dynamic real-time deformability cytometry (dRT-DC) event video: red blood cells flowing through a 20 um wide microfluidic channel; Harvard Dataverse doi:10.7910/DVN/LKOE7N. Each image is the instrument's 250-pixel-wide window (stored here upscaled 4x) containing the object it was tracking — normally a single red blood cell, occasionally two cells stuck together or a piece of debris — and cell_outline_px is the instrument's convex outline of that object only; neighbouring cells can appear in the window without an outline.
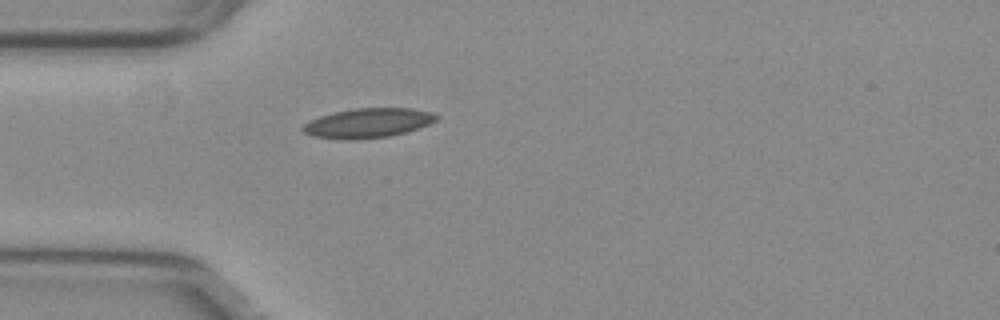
{"species": "common noctule bat (a hibernating species)", "species_latin": "Nyctalus noctula", "temperature_condition": "warm", "stored_images_in_passage": 12, "camera_frame_rate_fps": 3000, "um_per_image_px": 0.085, "animal": {"sex": "female", "body_mass_g": 29.2, "forearm_length_mm": 56.3}, "frame": {"image": 1, "passage_image": 1, "time_ms": 0.0, "image_size_px": [1000, 320], "cell_outline_px": [[440, 116], [436, 120], [428, 124], [404, 132], [388, 136], [356, 140], [348, 140], [312, 136], [304, 132], [300, 128], [308, 120], [320, 116], [352, 108], [412, 108], [432, 112]], "centroid_in_image_um": [31.24, 10.45], "position_along_channel_um": 53.8, "area_um2": 22.95}}
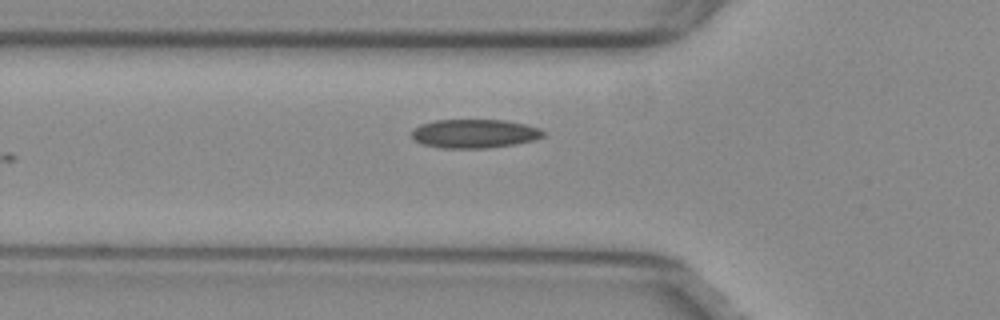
{"frame": {"image": 2, "passage_image": 4, "time_ms": 1.0, "image_size_px": [1000, 320], "cell_outline_px": [[544, 136], [536, 140], [516, 144], [488, 148], [440, 148], [424, 144], [416, 140], [412, 136], [412, 128], [420, 124], [436, 120], [504, 120], [524, 124], [540, 128], [544, 132]], "centroid_in_image_um": [40.34, 11.36], "position_along_channel_um": 85.5, "area_um2": 22.14}}